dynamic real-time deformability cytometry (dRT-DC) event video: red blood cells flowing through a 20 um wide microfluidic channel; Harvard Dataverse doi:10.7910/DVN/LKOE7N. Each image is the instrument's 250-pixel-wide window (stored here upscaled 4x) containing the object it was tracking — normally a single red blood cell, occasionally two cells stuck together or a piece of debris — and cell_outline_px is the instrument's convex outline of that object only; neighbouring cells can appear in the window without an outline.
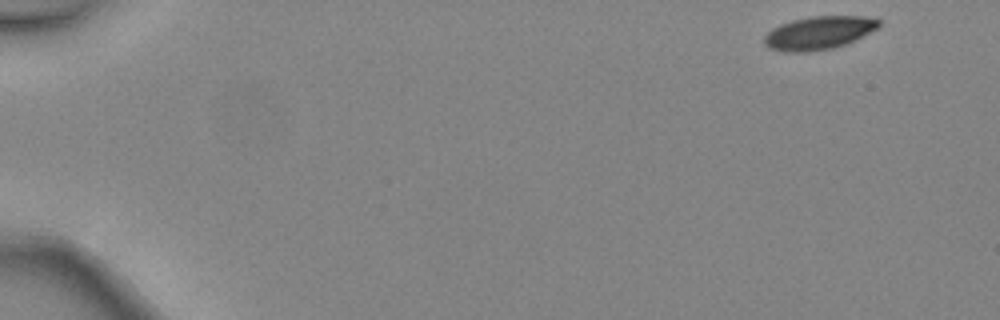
{"species": "common noctule bat (a hibernating species)", "species_latin": "Nyctalus noctula", "temperature_condition": "warm", "stored_images_in_passage": 5, "camera_frame_rate_fps": 3000, "um_per_image_px": 0.085, "animal": {"sex": "female", "body_mass_g": 24.6, "forearm_length_mm": 56.2}, "frame": {"image": 1, "passage_image": 1, "time_ms": 0.0, "image_size_px": [1000, 320], "cell_outline_px": [[880, 28], [856, 40], [832, 48], [808, 52], [788, 52], [768, 48], [764, 44], [764, 36], [772, 28], [780, 24], [792, 20], [812, 16], [864, 16], [880, 20]], "centroid_in_image_um": [69.61, 2.79], "position_along_channel_um": 15.4, "area_um2": 22.31}}
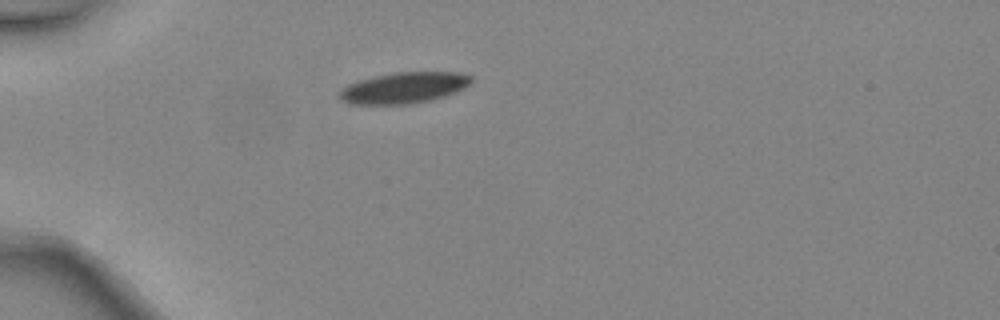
{"frame": {"image": 2, "passage_image": 4, "time_ms": 1.0, "image_size_px": [1000, 320], "cell_outline_px": [[472, 80], [464, 88], [456, 92], [444, 96], [428, 100], [408, 104], [352, 104], [340, 100], [340, 92], [348, 84], [360, 80], [376, 76], [396, 72], [460, 72], [472, 76]], "centroid_in_image_um": [34.35, 7.46], "position_along_channel_um": 50.6, "area_um2": 23.58}}